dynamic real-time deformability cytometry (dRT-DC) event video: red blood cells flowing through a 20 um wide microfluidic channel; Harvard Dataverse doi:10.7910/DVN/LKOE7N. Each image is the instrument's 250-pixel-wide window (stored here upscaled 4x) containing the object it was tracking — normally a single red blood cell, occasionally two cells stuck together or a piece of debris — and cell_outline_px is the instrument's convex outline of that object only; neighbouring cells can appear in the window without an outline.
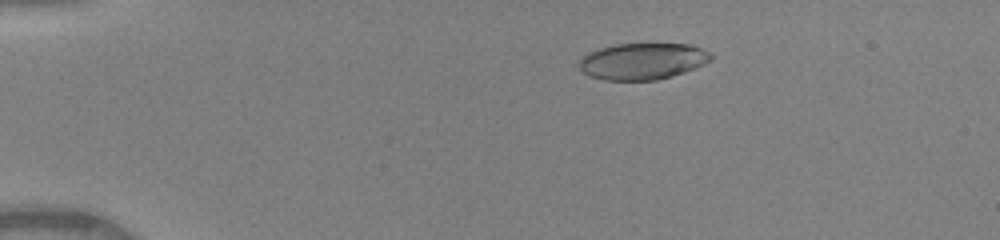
{"species": "human", "species_latin": "Homo sapiens", "temperature_condition": "warm", "stored_images_in_passage": 50, "camera_frame_rate_fps": 3000, "um_per_image_px": 0.085, "donor": {"sex": "female"}, "frame": {"image": 1, "passage_image": 10, "time_ms": 3.0, "image_size_px": [1000, 240], "cell_outline_px": [[712, 60], [696, 68], [672, 76], [656, 80], [604, 80], [588, 76], [580, 68], [580, 60], [588, 52], [596, 48], [616, 44], [688, 44], [712, 52]], "centroid_in_image_um": [54.63, 5.2], "position_along_channel_um": 30.4, "area_um2": 28.15}}
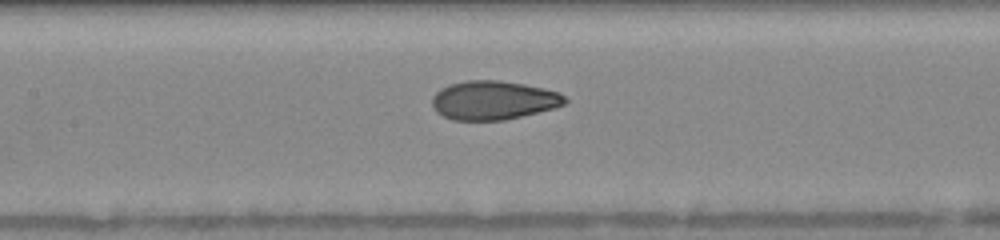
{"frame": {"image": 2, "passage_image": 25, "time_ms": 8.0, "image_size_px": [1000, 240], "cell_outline_px": [[568, 100], [564, 104], [552, 108], [504, 120], [452, 120], [436, 112], [432, 104], [432, 96], [440, 88], [448, 84], [464, 80], [500, 80], [524, 84], [544, 88], [560, 92]], "centroid_in_image_um": [41.9, 8.5], "position_along_channel_um": 165.5, "area_um2": 30.11}}
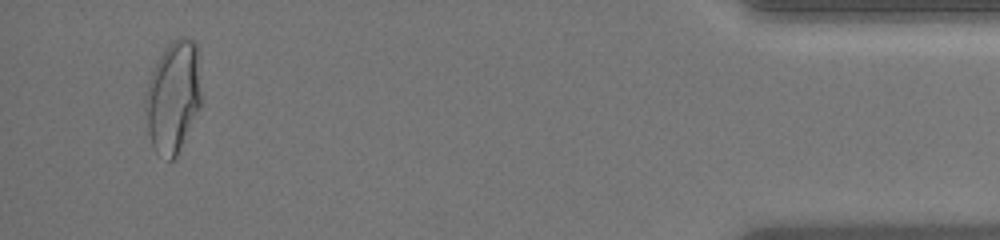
{"frame": {"image": 3, "passage_image": 48, "time_ms": 15.667, "image_size_px": [1000, 240], "cell_outline_px": [[204, 96], [200, 108], [176, 156], [172, 160], [168, 160], [156, 152], [152, 144], [148, 132], [144, 104], [144, 96], [156, 60], [164, 48], [172, 40], [180, 36], [184, 36], [192, 40], [196, 44], [200, 52]], "centroid_in_image_um": [14.78, 8.15], "position_along_channel_um": 420.4, "area_um2": 37.63}, "authors_computed_cell_mechanics": {"area_um2": 30.056, "velocity_mm_per_s": 4.1353, "shape_relaxation_time_tau1_ms": 4.9623, "shape_relaxation_time_tau2_ms": 0.9293, "deformation_change_tau1": 0.1982, "deformation_change_tau2": 0.0575}}